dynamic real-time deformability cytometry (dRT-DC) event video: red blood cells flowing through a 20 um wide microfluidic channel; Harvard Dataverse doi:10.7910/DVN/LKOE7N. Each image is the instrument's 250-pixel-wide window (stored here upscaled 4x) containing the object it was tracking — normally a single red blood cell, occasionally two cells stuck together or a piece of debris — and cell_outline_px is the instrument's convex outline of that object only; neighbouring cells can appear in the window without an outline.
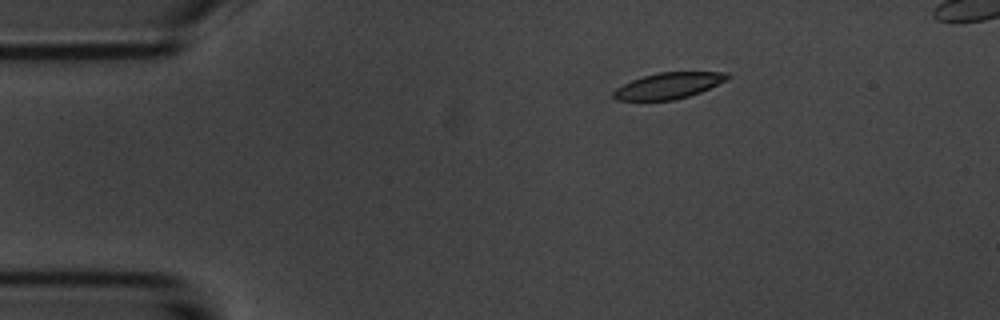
{"species": "common noctule bat (a hibernating species)", "species_latin": "Nyctalus noctula", "temperature_condition": "room temperature", "stored_images_in_passage": 4, "camera_frame_rate_fps": 3000, "um_per_image_px": 0.085, "animal": {"sex": "male", "body_mass_g": 20.1, "forearm_length_mm": 53.5}, "frame": {"image": 1, "passage_image": 1, "time_ms": 0.0, "image_size_px": [1000, 320], "cell_outline_px": [[732, 76], [700, 92], [688, 96], [672, 100], [616, 100], [612, 96], [612, 92], [616, 88], [632, 80], [644, 76], [660, 72], [728, 72]], "centroid_in_image_um": [56.79, 7.28], "position_along_channel_um": 28.2, "area_um2": 17.05}}